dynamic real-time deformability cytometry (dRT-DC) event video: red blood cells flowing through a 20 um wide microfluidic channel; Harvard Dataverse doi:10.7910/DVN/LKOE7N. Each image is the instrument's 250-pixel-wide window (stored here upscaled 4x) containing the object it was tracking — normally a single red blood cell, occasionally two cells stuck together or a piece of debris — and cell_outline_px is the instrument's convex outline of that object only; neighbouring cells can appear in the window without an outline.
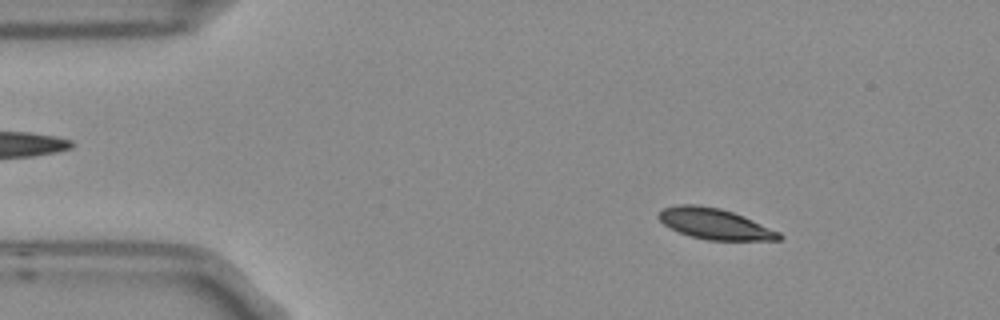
{"species": "Egyptian fruit bat (a non-hibernating species)", "species_latin": "Rousettus aegyptiacus", "temperature_condition": "room temperature", "stored_images_in_passage": 5, "camera_frame_rate_fps": 3000, "um_per_image_px": 0.085, "frame": {"image": 1, "passage_image": 3, "time_ms": 0.667, "image_size_px": [1000, 320], "cell_outline_px": [[784, 236], [780, 240], [708, 240], [692, 236], [680, 232], [664, 224], [656, 216], [664, 208], [676, 204], [696, 204], [720, 208], [744, 216], [780, 232]], "centroid_in_image_um": [60.78, 19.02], "position_along_channel_um": 24.2, "area_um2": 21.5}}